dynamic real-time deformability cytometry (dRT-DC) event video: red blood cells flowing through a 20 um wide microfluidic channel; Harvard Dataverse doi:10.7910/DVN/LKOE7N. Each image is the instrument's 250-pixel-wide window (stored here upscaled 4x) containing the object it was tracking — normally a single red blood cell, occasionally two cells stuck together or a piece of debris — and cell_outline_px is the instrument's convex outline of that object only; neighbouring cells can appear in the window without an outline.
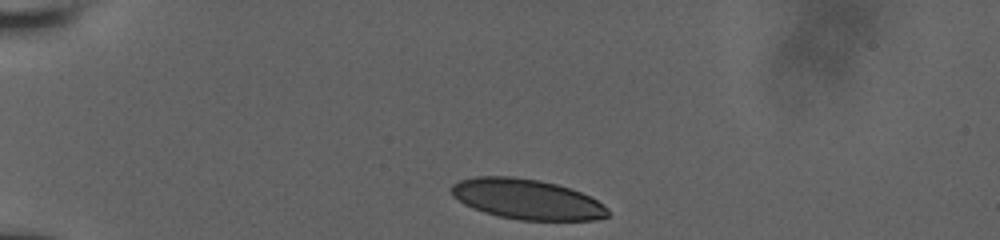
{"species": "human", "species_latin": "Homo sapiens", "temperature_condition": "room temperature", "stored_images_in_passage": 39, "camera_frame_rate_fps": 3000, "um_per_image_px": 0.085, "donor": {"sex": "male"}, "frame": {"image": 1, "passage_image": 1, "time_ms": 0.0, "image_size_px": [1000, 240], "cell_outline_px": [[608, 216], [596, 220], [520, 220], [500, 216], [484, 212], [472, 208], [464, 204], [452, 196], [448, 188], [452, 184], [460, 180], [476, 176], [512, 176], [540, 180], [556, 184], [580, 192], [604, 204], [608, 208]], "centroid_in_image_um": [44.74, 16.92], "position_along_channel_um": 40.3, "area_um2": 36.76}}
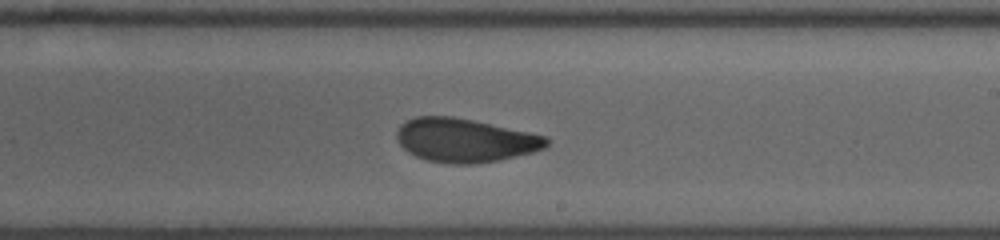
{"frame": {"image": 2, "passage_image": 25, "time_ms": 6.667, "image_size_px": [1000, 240], "cell_outline_px": [[548, 144], [544, 148], [532, 152], [500, 160], [472, 164], [452, 164], [424, 160], [408, 152], [400, 144], [396, 136], [396, 132], [400, 124], [416, 116], [452, 116], [472, 120], [548, 136]], "centroid_in_image_um": [39.5, 11.92], "position_along_channel_um": 249.5, "area_um2": 38.09}}
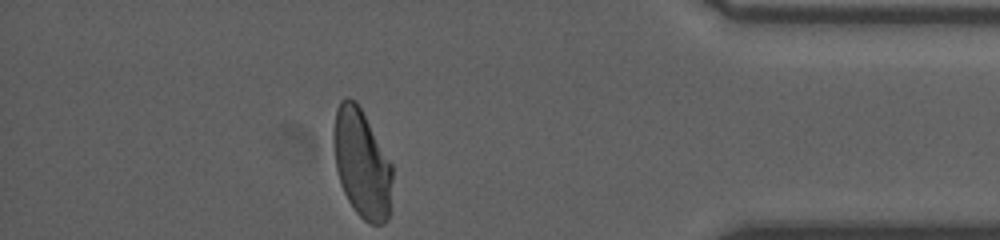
{"frame": {"image": 3, "passage_image": 39, "time_ms": 11.333, "image_size_px": [1000, 240], "cell_outline_px": [[392, 180], [388, 220], [384, 224], [368, 224], [352, 208], [340, 184], [336, 168], [332, 144], [332, 132], [336, 108], [340, 100], [344, 96], [348, 96], [356, 100], [392, 164]], "centroid_in_image_um": [30.72, 13.88], "position_along_channel_um": 404.5, "area_um2": 37.57}}